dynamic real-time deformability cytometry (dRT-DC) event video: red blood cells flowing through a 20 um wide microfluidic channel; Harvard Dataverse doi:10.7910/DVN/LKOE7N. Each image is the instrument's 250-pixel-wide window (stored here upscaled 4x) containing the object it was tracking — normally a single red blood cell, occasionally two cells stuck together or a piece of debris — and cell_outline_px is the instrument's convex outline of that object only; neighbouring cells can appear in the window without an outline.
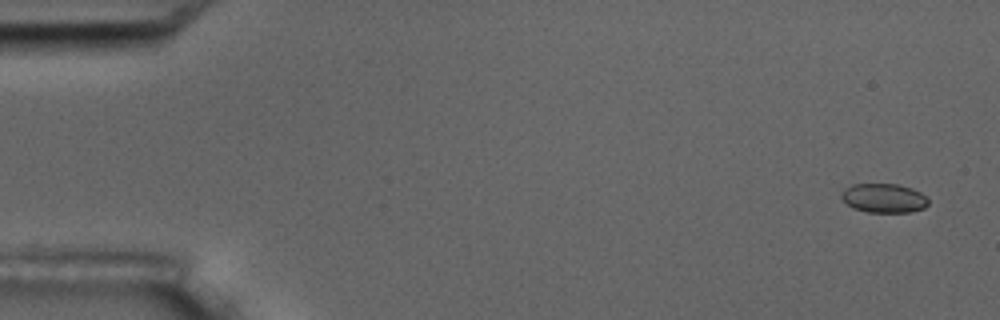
{"species": "common noctule bat (a hibernating species)", "species_latin": "Nyctalus noctula", "temperature_condition": "room temperature", "stored_images_in_passage": 8, "camera_frame_rate_fps": 3000, "um_per_image_px": 0.085, "animal": {"sex": "male", "body_mass_g": 17.5, "forearm_length_mm": 52.3}, "frame": {"image": 1, "passage_image": 1, "time_ms": 0.0, "image_size_px": [1000, 320], "cell_outline_px": [[928, 204], [924, 208], [912, 212], [868, 212], [852, 208], [840, 196], [844, 188], [852, 184], [896, 184], [912, 188], [920, 192], [928, 200]], "centroid_in_image_um": [75.12, 16.84], "position_along_channel_um": 9.9, "area_um2": 14.74}}
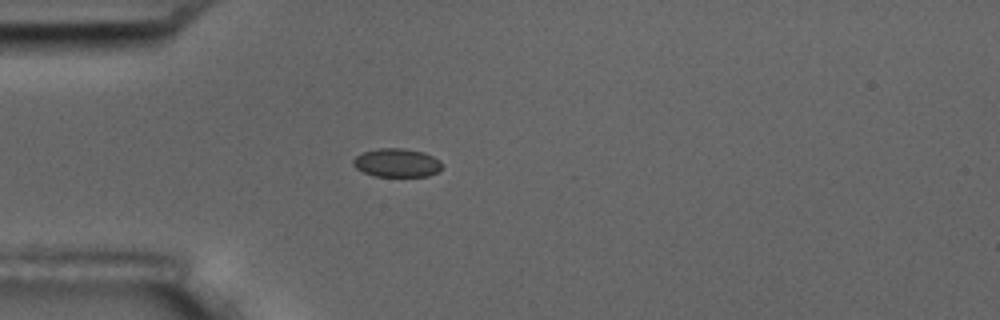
{"frame": {"image": 2, "passage_image": 5, "time_ms": 4.667, "image_size_px": [1000, 320], "cell_outline_px": [[444, 164], [440, 172], [428, 176], [372, 176], [356, 168], [352, 164], [352, 160], [356, 156], [364, 152], [376, 148], [404, 148], [424, 152], [440, 160]], "centroid_in_image_um": [33.76, 13.84], "position_along_channel_um": 51.2, "area_um2": 15.03}}